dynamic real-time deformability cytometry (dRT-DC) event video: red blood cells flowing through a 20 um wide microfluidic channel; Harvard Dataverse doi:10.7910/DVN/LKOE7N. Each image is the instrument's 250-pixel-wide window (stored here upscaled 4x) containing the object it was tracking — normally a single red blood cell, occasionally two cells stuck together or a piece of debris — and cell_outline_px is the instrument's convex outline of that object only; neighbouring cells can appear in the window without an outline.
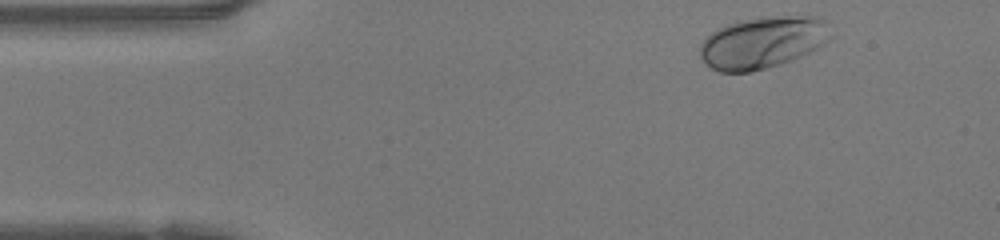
{"species": "human", "species_latin": "Homo sapiens", "temperature_condition": "warm", "stored_images_in_passage": 43, "camera_frame_rate_fps": 3000, "um_per_image_px": 0.085, "donor": {"sex": "female"}, "frame": {"image": 1, "passage_image": 1, "time_ms": 0.0, "image_size_px": [1000, 240], "cell_outline_px": [[832, 36], [816, 48], [792, 60], [780, 64], [752, 72], [720, 72], [704, 64], [700, 56], [700, 44], [716, 28], [740, 20], [760, 16], [820, 16], [824, 20]], "centroid_in_image_um": [64.79, 3.6], "position_along_channel_um": 20.2, "area_um2": 39.59}}
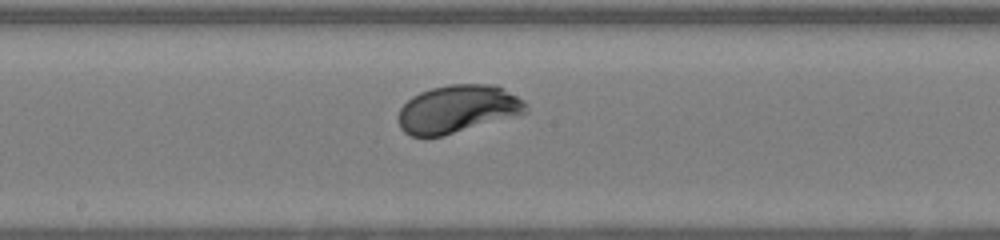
{"frame": {"image": 2, "passage_image": 20, "time_ms": 6.333, "image_size_px": [1000, 240], "cell_outline_px": [[528, 112], [444, 136], [412, 136], [404, 132], [400, 128], [396, 116], [400, 108], [412, 96], [420, 92], [432, 88], [448, 84], [492, 84], [524, 100], [528, 104]], "centroid_in_image_um": [38.86, 9.27], "position_along_channel_um": 209.3, "area_um2": 35.55}}
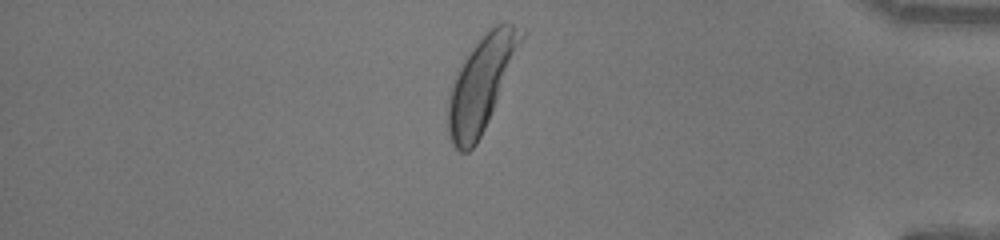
{"frame": {"image": 3, "passage_image": 36, "time_ms": 11.667, "image_size_px": [1000, 240], "cell_outline_px": [[524, 36], [488, 120], [476, 144], [468, 152], [460, 152], [452, 144], [448, 132], [448, 92], [456, 72], [460, 64], [484, 32], [496, 24], [504, 20], [512, 24], [524, 32]], "centroid_in_image_um": [40.86, 7.09], "position_along_channel_um": 394.3, "area_um2": 39.19}, "authors_computed_cell_mechanics": {"area_um2": 35.547, "velocity_mm_per_s": 4.1606, "shape_relaxation_time_tau1_ms": 1.256, "shape_relaxation_time_tau2_ms": null, "deformation_change_tau1": 0.1379, "deformation_change_tau2": null}}